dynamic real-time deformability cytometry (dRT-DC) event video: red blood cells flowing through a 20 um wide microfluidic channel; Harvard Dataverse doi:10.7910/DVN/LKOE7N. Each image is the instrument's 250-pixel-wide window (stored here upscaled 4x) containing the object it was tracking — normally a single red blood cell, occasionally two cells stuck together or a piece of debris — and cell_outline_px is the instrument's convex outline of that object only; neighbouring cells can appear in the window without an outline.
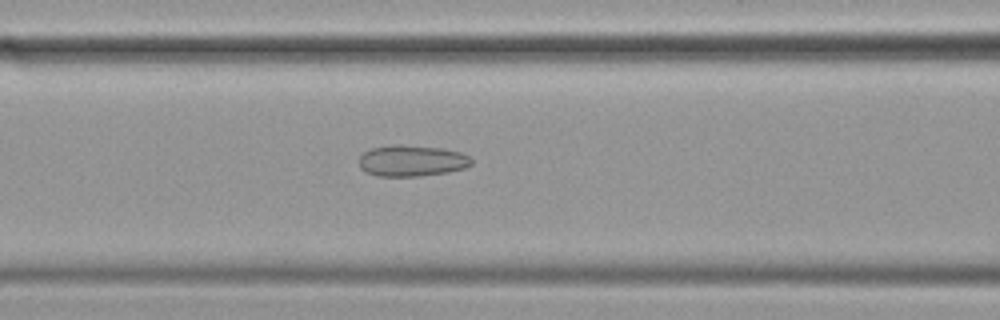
{"species": "common noctule bat (a hibernating species)", "species_latin": "Nyctalus noctula", "temperature_condition": "cold", "stored_images_in_passage": 40, "camera_frame_rate_fps": 3000, "um_per_image_px": 0.085, "animal": {"sex": "female", "body_mass_g": 19.9}, "frame": {"image": 1, "passage_image": 6, "time_ms": 1.667, "image_size_px": [1000, 320], "cell_outline_px": [[472, 164], [464, 168], [448, 172], [416, 176], [376, 176], [364, 172], [360, 168], [360, 156], [364, 152], [372, 148], [396, 144], [400, 144], [444, 148], [460, 152], [468, 156], [472, 160]], "centroid_in_image_um": [34.99, 13.66], "position_along_channel_um": 131.6, "area_um2": 20.52}}
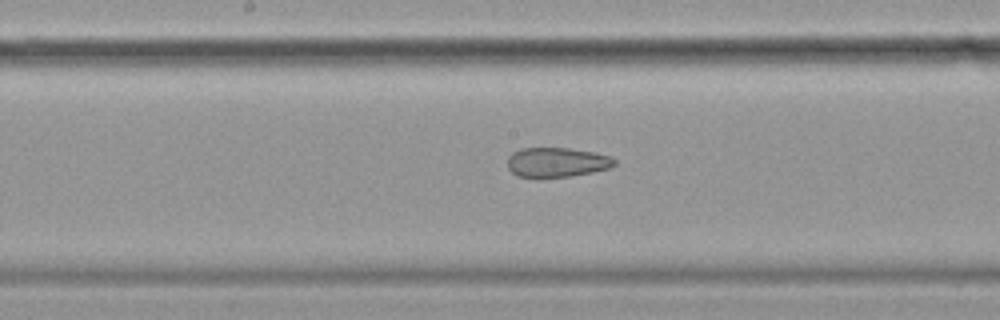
{"frame": {"image": 2, "passage_image": 12, "time_ms": 3.667, "image_size_px": [1000, 320], "cell_outline_px": [[616, 164], [608, 168], [592, 172], [568, 176], [516, 176], [508, 168], [508, 156], [512, 152], [520, 148], [568, 148], [592, 152], [608, 156], [616, 160]], "centroid_in_image_um": [47.3, 13.77], "position_along_channel_um": 200.9, "area_um2": 18.09}}
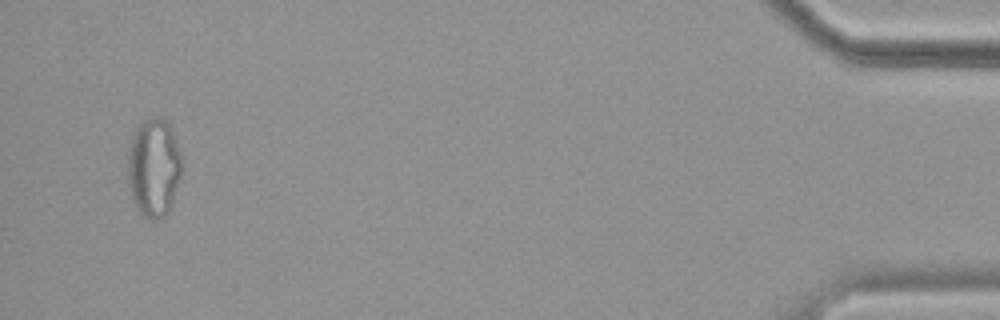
{"frame": {"image": 3, "passage_image": 38, "time_ms": 12.333, "image_size_px": [1000, 320], "cell_outline_px": [[184, 164], [172, 204], [168, 216], [156, 220], [152, 220], [144, 216], [136, 208], [132, 196], [128, 180], [128, 156], [132, 140], [136, 128], [144, 120], [152, 116], [156, 116], [168, 120], [184, 160]], "centroid_in_image_um": [13.12, 14.25], "position_along_channel_um": 422.1, "area_um2": 31.5}}